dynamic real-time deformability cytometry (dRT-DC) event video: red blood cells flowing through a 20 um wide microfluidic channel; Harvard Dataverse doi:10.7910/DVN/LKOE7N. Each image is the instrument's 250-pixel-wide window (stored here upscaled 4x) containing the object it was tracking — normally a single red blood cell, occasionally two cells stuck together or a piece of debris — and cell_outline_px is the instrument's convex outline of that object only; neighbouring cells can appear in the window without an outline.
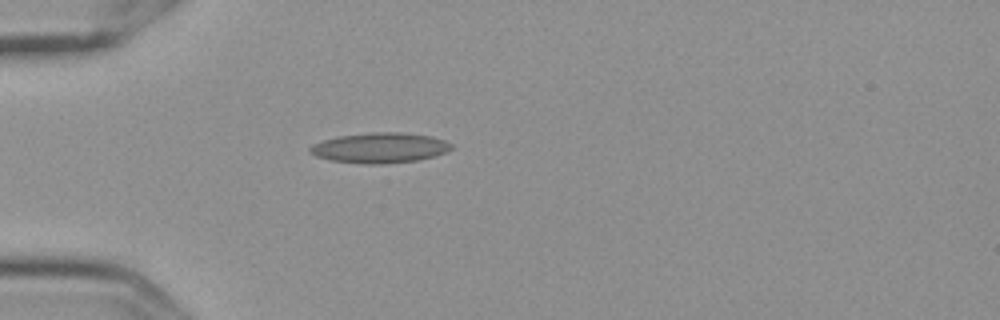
{"species": "Egyptian fruit bat (a non-hibernating species)", "species_latin": "Rousettus aegyptiacus", "temperature_condition": "cold", "stored_images_in_passage": 1, "camera_frame_rate_fps": 3000, "um_per_image_px": 0.085, "frame": {"image": 1, "passage_image": 1, "time_ms": 0.0, "image_size_px": [1000, 320], "cell_outline_px": [[452, 148], [448, 152], [436, 156], [416, 160], [380, 164], [368, 164], [332, 160], [316, 156], [308, 148], [312, 144], [324, 140], [340, 136], [376, 132], [400, 132], [432, 136], [444, 140], [452, 144]], "centroid_in_image_um": [32.34, 12.56], "position_along_channel_um": 52.7, "area_um2": 24.68}}